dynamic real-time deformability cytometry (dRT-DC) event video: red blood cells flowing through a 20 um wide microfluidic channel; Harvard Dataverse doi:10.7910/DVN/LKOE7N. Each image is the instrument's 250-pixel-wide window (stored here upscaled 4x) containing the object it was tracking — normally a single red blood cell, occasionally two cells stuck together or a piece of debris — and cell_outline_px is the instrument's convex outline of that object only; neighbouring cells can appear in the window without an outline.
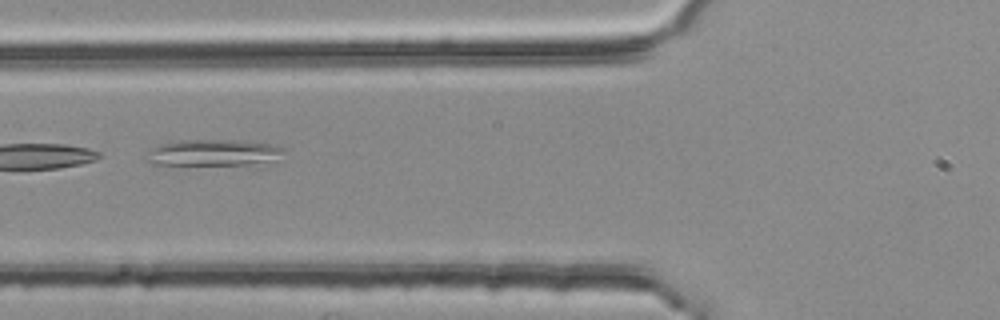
{"species": "common noctule bat (a hibernating species)", "species_latin": "Nyctalus noctula", "temperature_condition": "room temperature", "stored_images_in_passage": 4, "camera_frame_rate_fps": 3000, "um_per_image_px": 0.085, "animal": {"sex": "female", "body_mass_g": 25.1}, "frame": {"image": 1, "passage_image": 3, "time_ms": 0.667, "image_size_px": [1000, 320], "cell_outline_px": [[284, 148], [280, 152], [268, 160], [248, 164], [148, 164], [144, 160], [144, 156], [152, 148], [160, 144], [172, 140], [248, 140], [272, 144]], "centroid_in_image_um": [17.96, 12.95], "position_along_channel_um": 107.8, "area_um2": 20.75}}